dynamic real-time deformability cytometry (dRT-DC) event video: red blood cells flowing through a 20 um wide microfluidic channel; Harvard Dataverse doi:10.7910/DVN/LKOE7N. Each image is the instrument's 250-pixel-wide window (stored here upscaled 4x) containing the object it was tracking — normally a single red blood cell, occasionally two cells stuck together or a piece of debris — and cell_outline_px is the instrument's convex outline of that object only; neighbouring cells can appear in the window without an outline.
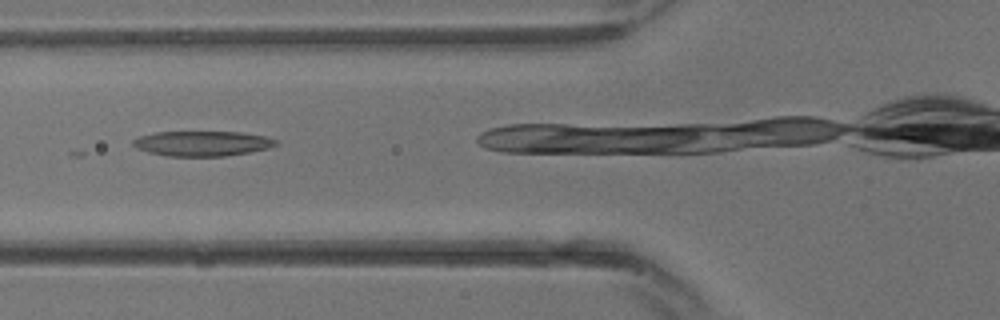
{"species": "common noctule bat (a hibernating species)", "species_latin": "Nyctalus noctula", "temperature_condition": "warm", "stored_images_in_passage": 15, "camera_frame_rate_fps": 3000, "um_per_image_px": 0.085, "animal": {"sex": "male", "body_mass_g": 13.3}, "frame": {"image": 1, "passage_image": 3, "time_ms": 0.667, "image_size_px": [1000, 320], "cell_outline_px": [[280, 144], [268, 148], [248, 152], [224, 156], [168, 156], [148, 152], [136, 148], [132, 144], [132, 140], [140, 136], [156, 132], [240, 132], [264, 136], [276, 140]], "centroid_in_image_um": [17.18, 12.19], "position_along_channel_um": 108.6, "area_um2": 20.75}}
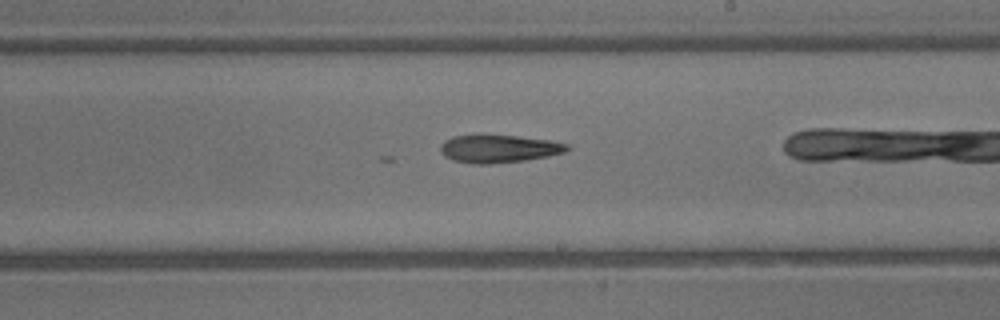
{"frame": {"image": 2, "passage_image": 9, "time_ms": 2.667, "image_size_px": [1000, 320], "cell_outline_px": [[572, 148], [564, 152], [548, 156], [524, 160], [488, 164], [472, 164], [452, 160], [444, 156], [440, 152], [440, 144], [444, 140], [452, 136], [480, 132], [516, 136], [548, 140], [568, 144]], "centroid_in_image_um": [42.31, 12.6], "position_along_channel_um": 246.7, "area_um2": 21.27}}